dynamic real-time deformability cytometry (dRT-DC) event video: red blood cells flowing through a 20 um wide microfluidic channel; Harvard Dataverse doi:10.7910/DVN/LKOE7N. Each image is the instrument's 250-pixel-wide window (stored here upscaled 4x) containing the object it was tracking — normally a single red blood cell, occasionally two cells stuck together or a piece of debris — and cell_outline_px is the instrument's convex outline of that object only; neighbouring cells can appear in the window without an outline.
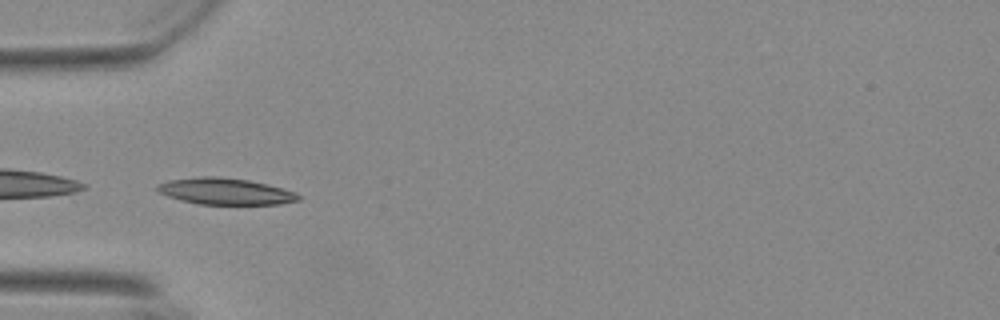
{"species": "Egyptian fruit bat (a non-hibernating species)", "species_latin": "Rousettus aegyptiacus", "temperature_condition": "warm", "stored_images_in_passage": 55, "camera_frame_rate_fps": 3000, "um_per_image_px": 0.085, "animal": {"sex": "female"}, "frame": {"image": 1, "passage_image": 18, "time_ms": 5.667, "image_size_px": [1000, 320], "cell_outline_px": [[300, 200], [280, 204], [200, 204], [180, 200], [168, 196], [160, 192], [156, 188], [156, 184], [168, 180], [200, 176], [220, 176], [248, 180], [268, 184], [284, 188], [296, 192], [300, 196]], "centroid_in_image_um": [19.17, 16.25], "position_along_channel_um": 65.8, "area_um2": 21.91}}
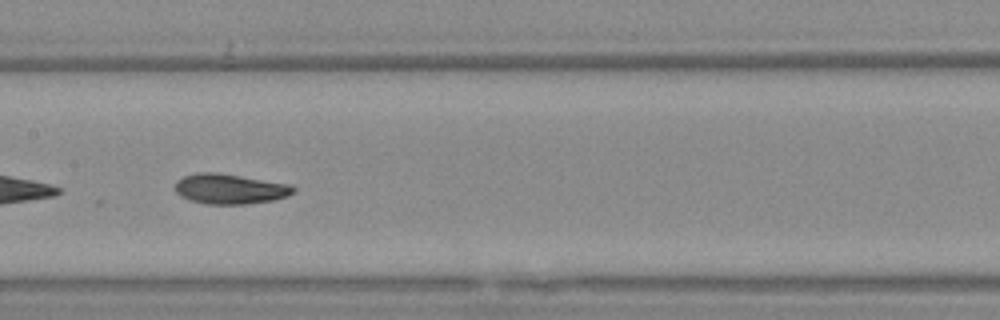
{"frame": {"image": 2, "passage_image": 28, "time_ms": 9.0, "image_size_px": [1000, 320], "cell_outline_px": [[296, 192], [288, 196], [272, 200], [244, 204], [204, 204], [188, 200], [180, 196], [176, 192], [176, 180], [184, 176], [196, 172], [216, 172], [292, 184], [296, 188]], "centroid_in_image_um": [19.55, 16.05], "position_along_channel_um": 187.9, "area_um2": 20.98}}
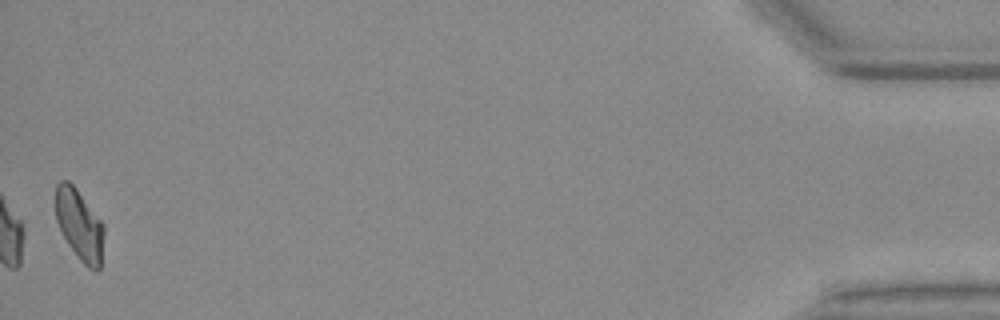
{"frame": {"image": 3, "passage_image": 55, "time_ms": 18.0, "image_size_px": [1000, 320], "cell_outline_px": [[104, 232], [100, 268], [96, 272], [88, 268], [80, 260], [68, 244], [56, 220], [56, 184], [60, 180], [68, 180], [76, 188], [104, 224]], "centroid_in_image_um": [6.76, 19.12], "position_along_channel_um": 428.4, "area_um2": 19.88}, "authors_computed_cell_mechanics": {"area_um2": 21.097, "velocity_mm_per_s": 3.7, "shape_relaxation_time_tau1_ms": null, "shape_relaxation_time_tau2_ms": 1.8415, "deformation_change_tau1": null, "deformation_change_tau2": 0.0623}}